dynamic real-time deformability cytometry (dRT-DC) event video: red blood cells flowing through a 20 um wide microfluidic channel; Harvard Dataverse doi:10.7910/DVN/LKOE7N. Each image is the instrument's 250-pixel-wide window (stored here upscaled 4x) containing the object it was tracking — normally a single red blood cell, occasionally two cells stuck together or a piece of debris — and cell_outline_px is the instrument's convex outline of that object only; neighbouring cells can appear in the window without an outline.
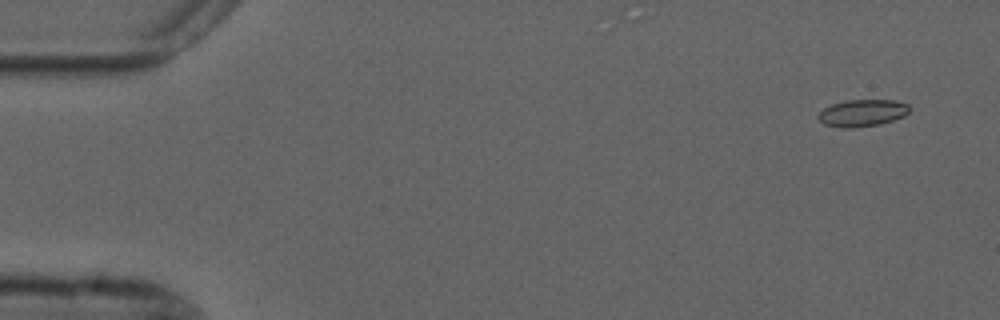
{"species": "common noctule bat (a hibernating species)", "species_latin": "Nyctalus noctula", "temperature_condition": "cold", "stored_images_in_passage": 5, "camera_frame_rate_fps": 3000, "um_per_image_px": 0.085, "animal": {"sex": "male", "forearm_length_mm": 52.5}, "frame": {"image": 1, "passage_image": 1, "time_ms": 0.0, "image_size_px": [1000, 320], "cell_outline_px": [[908, 112], [904, 116], [880, 124], [852, 128], [840, 128], [824, 124], [816, 116], [824, 108], [832, 104], [844, 100], [896, 100], [908, 104]], "centroid_in_image_um": [73.27, 9.6], "position_along_channel_um": 11.7, "area_um2": 14.33}}